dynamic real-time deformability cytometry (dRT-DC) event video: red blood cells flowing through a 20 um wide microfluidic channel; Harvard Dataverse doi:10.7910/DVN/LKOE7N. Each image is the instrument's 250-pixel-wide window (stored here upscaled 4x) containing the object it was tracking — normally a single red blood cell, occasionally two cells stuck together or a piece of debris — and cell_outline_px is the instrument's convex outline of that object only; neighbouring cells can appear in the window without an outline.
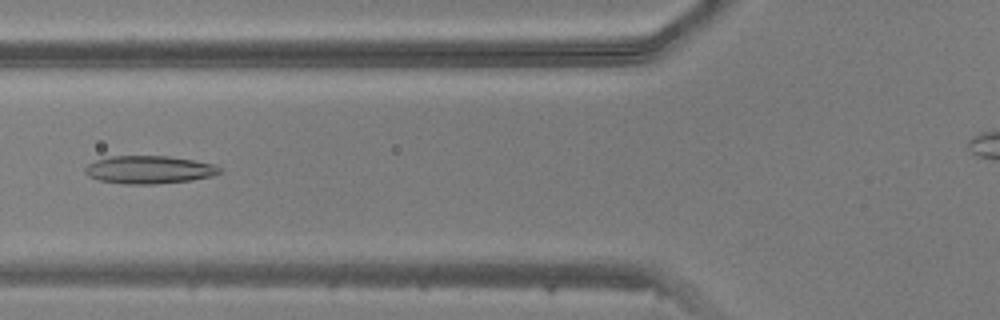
{"species": "common noctule bat (a hibernating species)", "species_latin": "Nyctalus noctula", "temperature_condition": "warm", "stored_images_in_passage": 37, "camera_frame_rate_fps": 3000, "um_per_image_px": 0.085, "animal": {"sex": "male", "body_mass_g": 20.5, "forearm_length_mm": 52.5}, "frame": {"image": 1, "passage_image": 11, "time_ms": 3.333, "image_size_px": [1000, 320], "cell_outline_px": [[224, 172], [212, 176], [192, 180], [152, 184], [124, 184], [100, 180], [88, 176], [84, 172], [84, 168], [88, 164], [96, 160], [112, 156], [168, 156], [192, 160], [212, 164], [220, 168]], "centroid_in_image_um": [12.67, 14.43], "position_along_channel_um": 113.1, "area_um2": 21.79}}
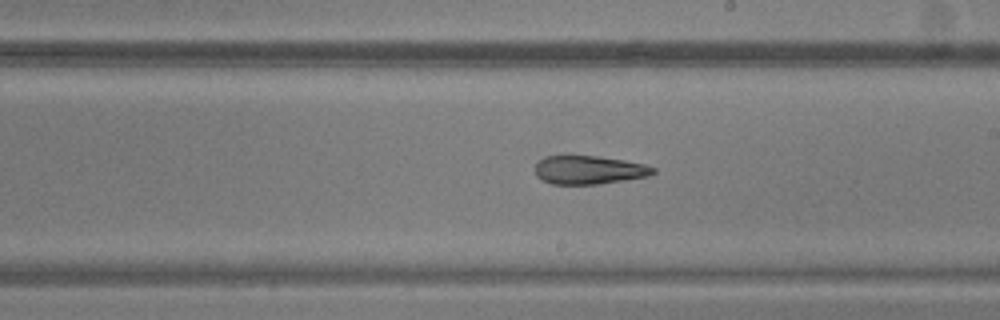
{"frame": {"image": 2, "passage_image": 20, "time_ms": 6.333, "image_size_px": [1000, 320], "cell_outline_px": [[656, 172], [648, 176], [600, 184], [552, 184], [540, 180], [536, 176], [536, 164], [544, 156], [568, 152], [600, 156], [624, 160], [644, 164], [656, 168]], "centroid_in_image_um": [50.0, 14.4], "position_along_channel_um": 239.0, "area_um2": 20.46}}
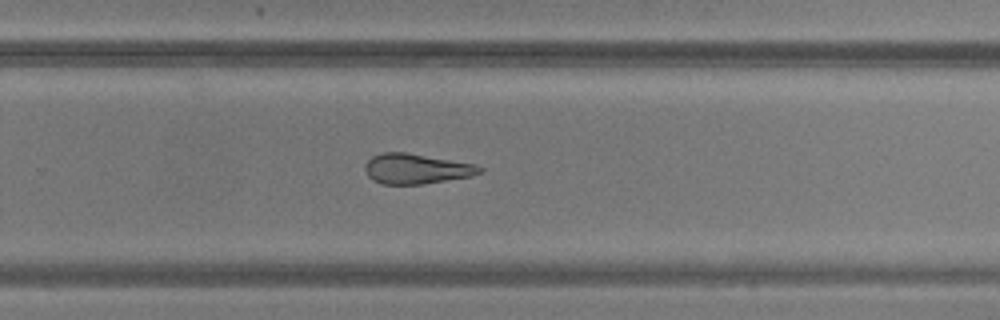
{"frame": {"image": 3, "passage_image": 24, "time_ms": 7.667, "image_size_px": [1000, 320], "cell_outline_px": [[484, 168], [480, 172], [468, 176], [420, 184], [380, 184], [372, 180], [368, 176], [364, 168], [364, 164], [372, 156], [380, 152], [408, 152], [476, 164]], "centroid_in_image_um": [35.32, 14.33], "position_along_channel_um": 294.5, "area_um2": 20.11}}